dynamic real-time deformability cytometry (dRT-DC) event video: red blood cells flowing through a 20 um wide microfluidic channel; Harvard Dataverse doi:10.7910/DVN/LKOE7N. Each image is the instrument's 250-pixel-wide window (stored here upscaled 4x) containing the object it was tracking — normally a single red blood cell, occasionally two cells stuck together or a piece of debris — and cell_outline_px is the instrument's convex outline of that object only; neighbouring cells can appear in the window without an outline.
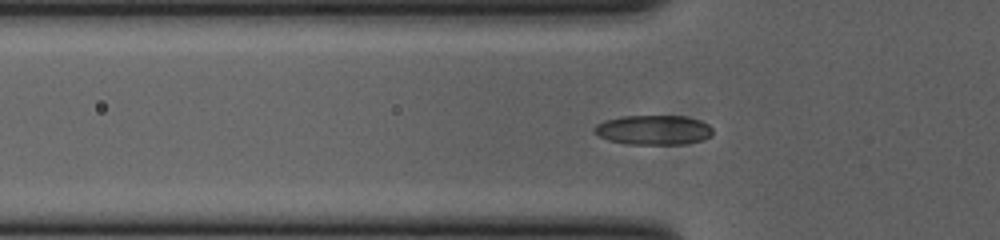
{"species": "common noctule bat (a hibernating species)", "species_latin": "Nyctalus noctula", "temperature_condition": "cold", "stored_images_in_passage": 40, "camera_frame_rate_fps": 3000, "um_per_image_px": 0.085, "animal": {"sex": "female", "body_mass_g": 23.0, "forearm_length_mm": 53.4}, "frame": {"image": 1, "passage_image": 8, "time_ms": 2.333, "image_size_px": [1000, 240], "cell_outline_px": [[712, 136], [700, 140], [684, 144], [628, 144], [608, 140], [600, 136], [592, 128], [596, 124], [604, 120], [620, 116], [684, 116], [700, 120], [708, 124], [712, 128]], "centroid_in_image_um": [55.54, 11.04], "position_along_channel_um": 70.3, "area_um2": 20.46}}
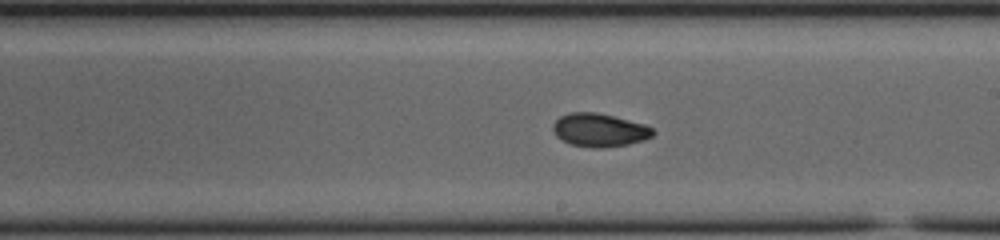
{"frame": {"image": 2, "passage_image": 21, "time_ms": 6.667, "image_size_px": [1000, 240], "cell_outline_px": [[656, 132], [652, 136], [644, 140], [628, 144], [604, 148], [596, 148], [572, 144], [556, 136], [552, 128], [552, 124], [560, 116], [568, 112], [596, 112], [644, 124], [652, 128]], "centroid_in_image_um": [50.95, 11.05], "position_along_channel_um": 238.1, "area_um2": 19.31}}
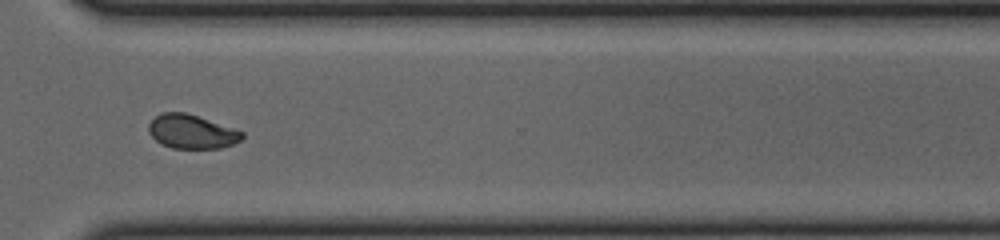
{"frame": {"image": 3, "passage_image": 30, "time_ms": 9.667, "image_size_px": [1000, 240], "cell_outline_px": [[244, 136], [240, 140], [232, 144], [220, 148], [172, 148], [160, 144], [148, 132], [148, 124], [160, 112], [184, 112], [244, 132]], "centroid_in_image_um": [16.25, 11.19], "position_along_channel_um": 354.4, "area_um2": 18.26}, "authors_computed_cell_mechanics": {"area_um2": 18.9873, "velocity_mm_per_s": 3.8661, "shape_relaxation_time_tau1_ms": 7.0698, "shape_relaxation_time_tau2_ms": 1.9828, "deformation_change_tau1": 0.162, "deformation_change_tau2": 0.0531}}